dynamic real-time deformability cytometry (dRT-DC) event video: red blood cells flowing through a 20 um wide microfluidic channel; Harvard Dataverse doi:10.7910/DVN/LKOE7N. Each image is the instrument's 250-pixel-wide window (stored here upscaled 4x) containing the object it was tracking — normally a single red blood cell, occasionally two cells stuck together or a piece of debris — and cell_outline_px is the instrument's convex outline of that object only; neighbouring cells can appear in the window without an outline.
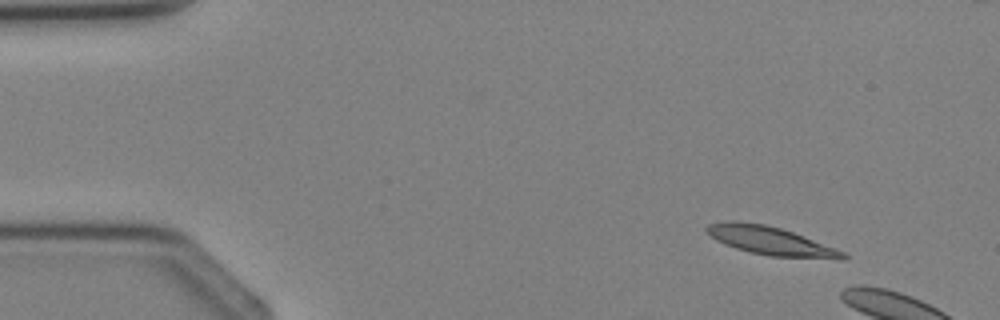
{"species": "Egyptian fruit bat (a non-hibernating species)", "species_latin": "Rousettus aegyptiacus", "temperature_condition": "cold", "stored_images_in_passage": 2, "camera_frame_rate_fps": 3000, "um_per_image_px": 0.085, "animal": {"sex": "female"}, "frame": {"image": 1, "passage_image": 1, "time_ms": 0.0, "image_size_px": [1000, 320], "cell_outline_px": [[848, 256], [844, 260], [840, 260], [772, 256], [752, 252], [736, 248], [724, 244], [716, 240], [704, 228], [708, 224], [732, 220], [736, 220], [764, 224], [780, 228], [804, 236], [836, 248], [844, 252]], "centroid_in_image_um": [65.54, 20.47], "position_along_channel_um": 19.5, "area_um2": 22.54}}